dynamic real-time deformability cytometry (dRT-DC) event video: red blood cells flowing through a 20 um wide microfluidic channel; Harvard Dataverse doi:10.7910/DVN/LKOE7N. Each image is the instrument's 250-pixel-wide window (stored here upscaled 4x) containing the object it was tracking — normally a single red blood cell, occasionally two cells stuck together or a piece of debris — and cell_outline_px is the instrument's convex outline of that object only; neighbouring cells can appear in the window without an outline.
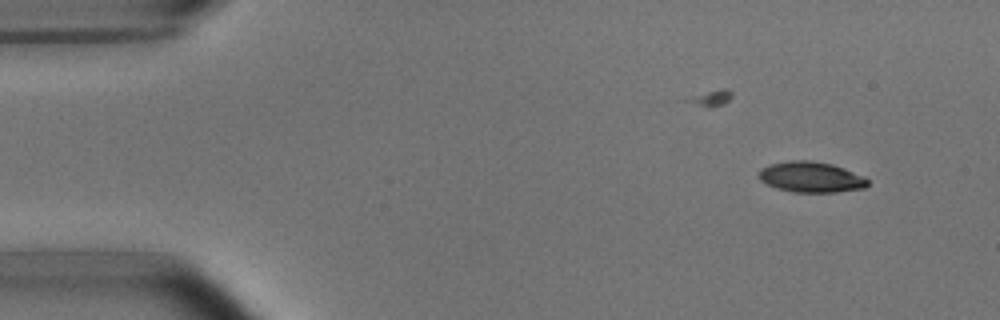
{"species": "common noctule bat (a hibernating species)", "species_latin": "Nyctalus noctula", "temperature_condition": "room temperature", "stored_images_in_passage": 4, "camera_frame_rate_fps": 3000, "um_per_image_px": 0.085, "animal": {"sex": "male", "body_mass_g": 15.6}, "frame": {"image": 1, "passage_image": 1, "time_ms": 0.0, "image_size_px": [1000, 320], "cell_outline_px": [[868, 184], [864, 188], [836, 192], [792, 192], [776, 188], [760, 180], [760, 168], [772, 164], [788, 160], [808, 160], [832, 164], [844, 168], [864, 176], [868, 180]], "centroid_in_image_um": [68.95, 15.05], "position_along_channel_um": 16.1, "area_um2": 19.36}}
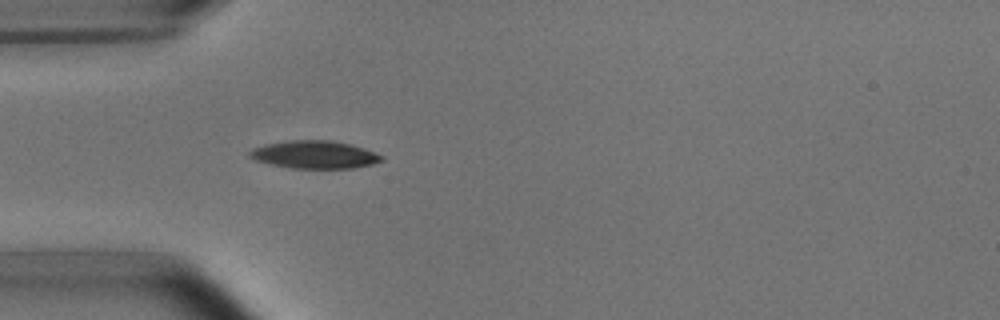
{"frame": {"image": 2, "passage_image": 4, "time_ms": 3.667, "image_size_px": [1000, 320], "cell_outline_px": [[384, 160], [372, 164], [352, 168], [292, 168], [272, 164], [256, 160], [248, 156], [248, 152], [252, 148], [264, 144], [292, 140], [332, 140], [352, 144], [364, 148], [384, 156]], "centroid_in_image_um": [26.75, 13.13], "position_along_channel_um": 58.3, "area_um2": 21.39}}